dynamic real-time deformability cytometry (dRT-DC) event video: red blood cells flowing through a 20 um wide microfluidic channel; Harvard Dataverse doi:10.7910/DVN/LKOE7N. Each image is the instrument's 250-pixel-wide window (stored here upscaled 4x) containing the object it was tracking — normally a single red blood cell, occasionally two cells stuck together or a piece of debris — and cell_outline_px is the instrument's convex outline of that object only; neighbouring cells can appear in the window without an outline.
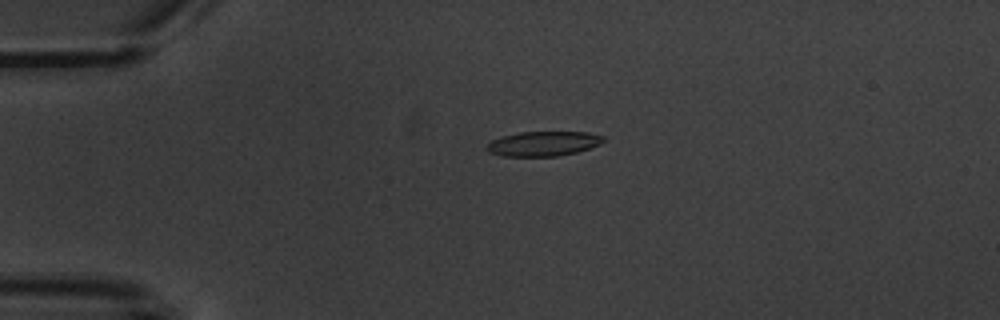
{"species": "common noctule bat (a hibernating species)", "species_latin": "Nyctalus noctula", "temperature_condition": "warm", "stored_images_in_passage": 4, "camera_frame_rate_fps": 3000, "um_per_image_px": 0.085, "animal": {"sex": "male", "body_mass_g": 20.1, "forearm_length_mm": 53.5}, "frame": {"image": 1, "passage_image": 3, "time_ms": 2.333, "image_size_px": [1000, 320], "cell_outline_px": [[604, 140], [600, 144], [576, 152], [556, 156], [500, 156], [488, 152], [488, 144], [492, 140], [500, 136], [520, 132], [588, 132], [604, 136]], "centroid_in_image_um": [46.16, 12.2], "position_along_channel_um": 38.8, "area_um2": 16.7}}
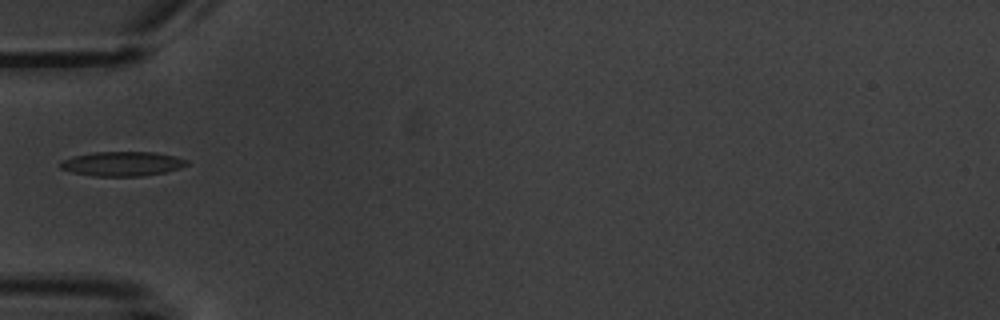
{"frame": {"image": 2, "passage_image": 4, "time_ms": 4.333, "image_size_px": [1000, 320], "cell_outline_px": [[188, 164], [180, 168], [164, 172], [144, 176], [92, 176], [72, 172], [60, 168], [56, 164], [64, 160], [76, 156], [96, 152], [156, 152], [176, 156], [188, 160]], "centroid_in_image_um": [10.41, 13.92], "position_along_channel_um": 74.6, "area_um2": 18.03}}